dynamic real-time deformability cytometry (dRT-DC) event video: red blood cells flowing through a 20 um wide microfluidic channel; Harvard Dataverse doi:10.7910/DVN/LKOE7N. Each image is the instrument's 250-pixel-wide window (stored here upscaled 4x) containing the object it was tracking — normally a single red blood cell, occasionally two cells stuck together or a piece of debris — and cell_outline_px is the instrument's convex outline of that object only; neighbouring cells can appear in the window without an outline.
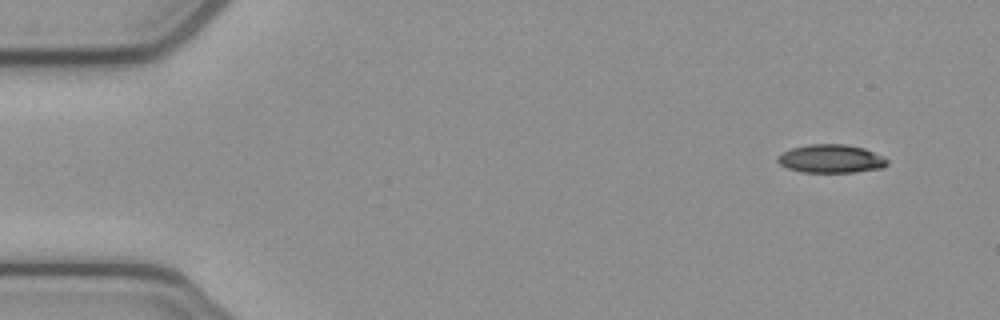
{"species": "common noctule bat (a hibernating species)", "species_latin": "Nyctalus noctula", "temperature_condition": "cold", "stored_images_in_passage": 50, "camera_frame_rate_fps": 3000, "um_per_image_px": 0.085, "animal": {"sex": "female", "body_mass_g": 21.9}, "frame": {"image": 1, "passage_image": 1, "time_ms": 0.0, "image_size_px": [1000, 320], "cell_outline_px": [[888, 164], [884, 168], [856, 172], [800, 172], [788, 168], [780, 164], [776, 160], [776, 156], [780, 152], [792, 148], [808, 144], [844, 144], [864, 148], [884, 156], [888, 160]], "centroid_in_image_um": [70.63, 13.49], "position_along_channel_um": 14.4, "area_um2": 18.38}}
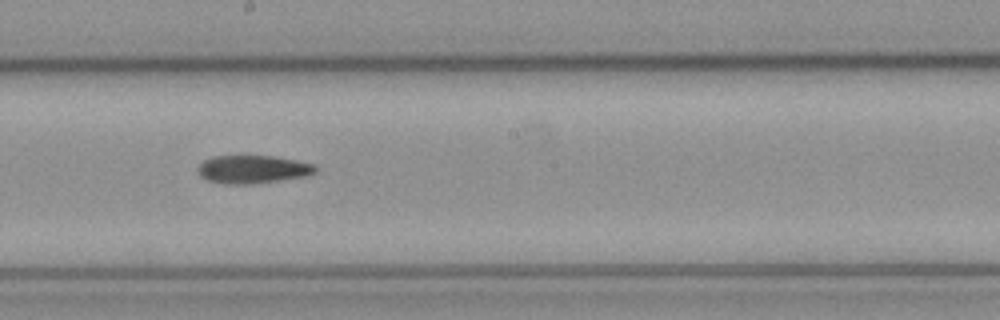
{"frame": {"image": 2, "passage_image": 26, "time_ms": 8.333, "image_size_px": [1000, 320], "cell_outline_px": [[316, 172], [308, 176], [252, 184], [224, 184], [208, 180], [200, 176], [196, 172], [196, 168], [204, 160], [212, 156], [276, 156], [316, 164]], "centroid_in_image_um": [21.48, 14.39], "position_along_channel_um": 226.7, "area_um2": 19.48}}
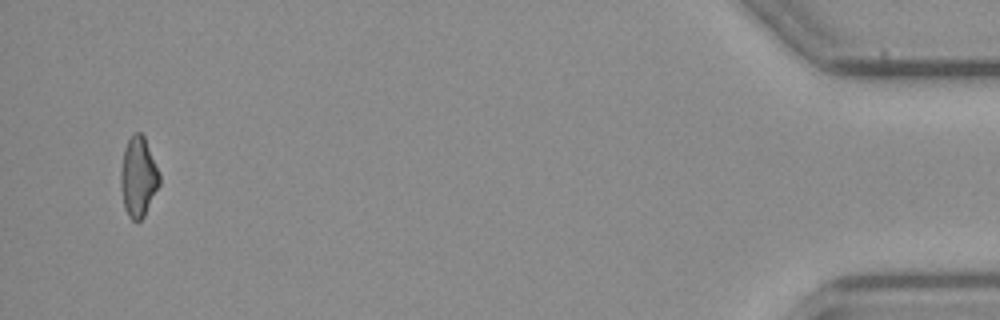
{"frame": {"image": 3, "passage_image": 48, "time_ms": 15.667, "image_size_px": [1000, 320], "cell_outline_px": [[160, 184], [144, 216], [140, 220], [132, 220], [128, 216], [124, 208], [120, 184], [120, 172], [124, 148], [128, 140], [136, 132], [140, 132], [144, 136], [160, 172]], "centroid_in_image_um": [11.76, 15.04], "position_along_channel_um": 423.4, "area_um2": 18.09}, "authors_computed_cell_mechanics": {"area_um2": 19.074, "velocity_mm_per_s": 3.8801, "shape_relaxation_time_tau1_ms": 9.057, "shape_relaxation_time_tau2_ms": null, "deformation_change_tau1": 0.208, "deformation_change_tau2": null}}